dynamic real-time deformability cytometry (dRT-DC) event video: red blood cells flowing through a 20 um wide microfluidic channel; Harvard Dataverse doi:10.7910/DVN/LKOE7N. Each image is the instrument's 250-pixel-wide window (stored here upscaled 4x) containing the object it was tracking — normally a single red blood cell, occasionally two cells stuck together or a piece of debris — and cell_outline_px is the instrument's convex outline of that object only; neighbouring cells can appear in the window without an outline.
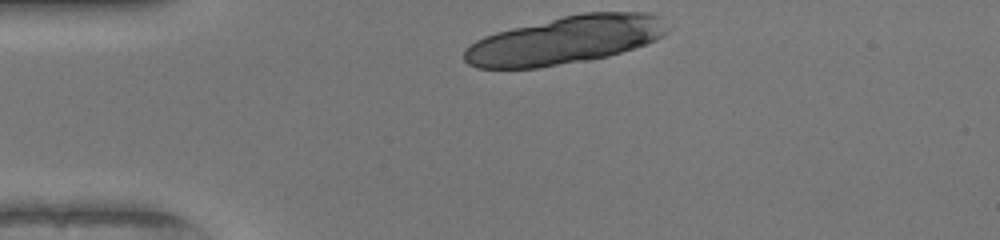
{"species": "human", "species_latin": "Homo sapiens", "temperature_condition": "warm", "stored_images_in_passage": 31, "segment_of_instrument_passage": [1, 2], "camera_frame_rate_fps": 3000, "um_per_image_px": 0.085, "donor": {"sex": "female"}, "frame": {"image": 1, "passage_image": 1, "time_ms": 0.0, "image_size_px": [1000, 240], "cell_outline_px": [[672, 28], [668, 32], [656, 40], [608, 56], [588, 60], [536, 68], [476, 68], [468, 64], [464, 60], [464, 48], [476, 40], [484, 36], [496, 32], [512, 28], [564, 16], [584, 12], [648, 12], [660, 16]], "centroid_in_image_um": [48.07, 3.4], "position_along_channel_um": 36.9, "area_um2": 56.76}}